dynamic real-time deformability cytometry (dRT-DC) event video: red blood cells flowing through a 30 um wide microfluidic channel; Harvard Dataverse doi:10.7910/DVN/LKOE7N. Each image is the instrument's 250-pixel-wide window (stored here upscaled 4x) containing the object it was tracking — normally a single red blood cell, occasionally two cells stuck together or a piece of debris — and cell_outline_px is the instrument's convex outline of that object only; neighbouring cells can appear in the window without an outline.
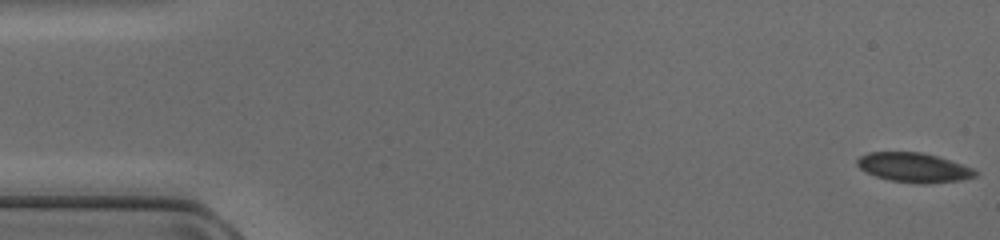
{"species": "common noctule bat (a hibernating species)", "species_latin": "Nyctalus noctula", "temperature_condition": "cold", "stored_images_in_passage": 48, "camera_frame_rate_fps": 3000, "um_per_image_px": 0.085, "animal": {"sex": "female", "body_mass_g": 17.0, "forearm_length_mm": 48.0}, "frame": {"image": 1, "passage_image": 1, "time_ms": 0.0, "image_size_px": [1000, 240], "cell_outline_px": [[976, 176], [960, 180], [924, 184], [920, 184], [888, 180], [864, 172], [856, 164], [856, 160], [860, 156], [868, 152], [920, 152], [936, 156], [972, 168], [976, 172]], "centroid_in_image_um": [77.6, 14.24], "position_along_channel_um": 7.4, "area_um2": 20.11}}
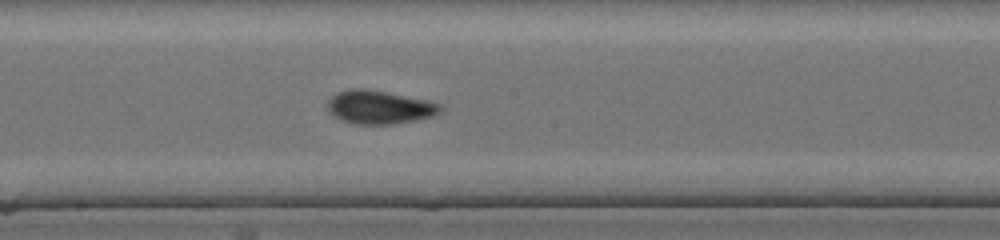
{"frame": {"image": 2, "passage_image": 26, "time_ms": 8.333, "image_size_px": [1000, 240], "cell_outline_px": [[440, 112], [432, 116], [416, 120], [392, 124], [356, 124], [344, 120], [328, 112], [328, 100], [332, 96], [340, 92], [352, 88], [364, 88], [424, 100], [440, 104]], "centroid_in_image_um": [32.22, 9.12], "position_along_channel_um": 216.0, "area_um2": 21.39}}
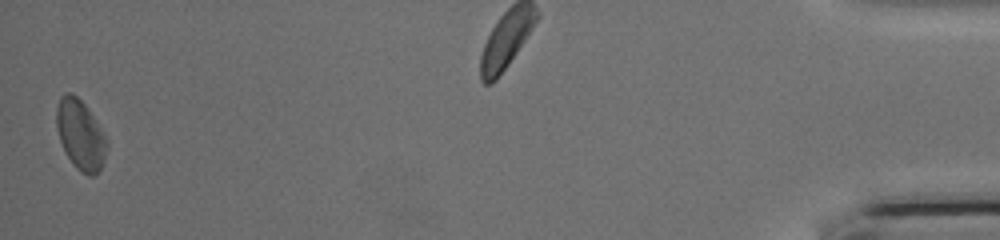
{"frame": {"image": 3, "passage_image": 48, "time_ms": 15.667, "image_size_px": [1000, 240], "cell_outline_px": [[104, 156], [100, 172], [92, 176], [88, 176], [80, 172], [76, 168], [64, 152], [60, 140], [56, 124], [56, 108], [60, 96], [64, 92], [72, 92], [84, 104], [92, 116], [104, 136]], "centroid_in_image_um": [6.77, 11.46], "position_along_channel_um": 428.4, "area_um2": 20.0}}